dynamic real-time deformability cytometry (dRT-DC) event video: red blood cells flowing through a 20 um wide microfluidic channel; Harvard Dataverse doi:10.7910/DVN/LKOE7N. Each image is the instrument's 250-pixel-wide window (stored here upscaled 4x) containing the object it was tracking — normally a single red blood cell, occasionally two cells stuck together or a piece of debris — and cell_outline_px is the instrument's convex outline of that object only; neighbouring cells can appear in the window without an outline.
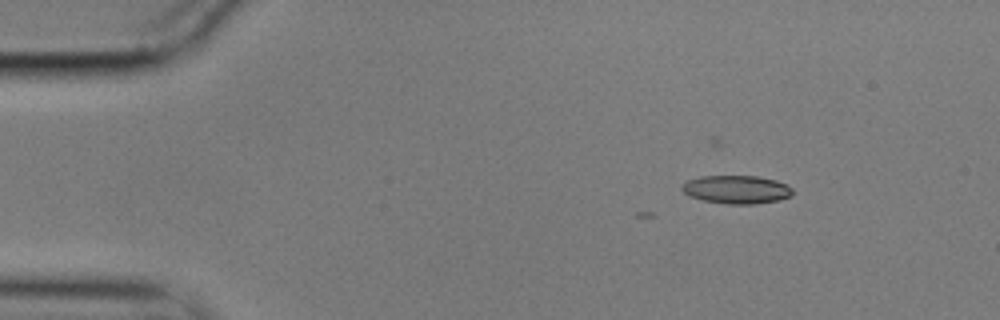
{"species": "common noctule bat (a hibernating species)", "species_latin": "Nyctalus noctula", "temperature_condition": "cold", "stored_images_in_passage": 6, "camera_frame_rate_fps": 3000, "um_per_image_px": 0.085, "animal": {"sex": "male", "body_mass_g": 17.9}, "frame": {"image": 1, "passage_image": 1, "time_ms": 0.0, "image_size_px": [1000, 320], "cell_outline_px": [[792, 196], [780, 200], [756, 204], [728, 204], [704, 200], [688, 196], [680, 188], [680, 184], [688, 180], [700, 176], [756, 176], [776, 180], [792, 188]], "centroid_in_image_um": [62.58, 16.11], "position_along_channel_um": 22.4, "area_um2": 18.32}}